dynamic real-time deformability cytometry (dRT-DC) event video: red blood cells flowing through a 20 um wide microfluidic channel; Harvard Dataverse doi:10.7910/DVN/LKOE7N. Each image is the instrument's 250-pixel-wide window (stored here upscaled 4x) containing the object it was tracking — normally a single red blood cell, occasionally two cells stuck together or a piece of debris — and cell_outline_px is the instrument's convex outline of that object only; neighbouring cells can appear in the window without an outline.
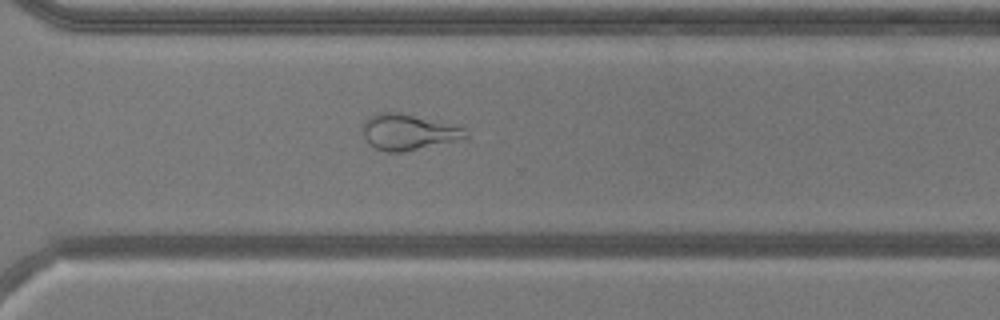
{"species": "common noctule bat (a hibernating species)", "species_latin": "Nyctalus noctula", "temperature_condition": "warm", "stored_images_in_passage": 51, "camera_frame_rate_fps": 3000, "um_per_image_px": 0.085, "animal": {"sex": "male", "body_mass_g": 20.5, "forearm_length_mm": 52.5}, "frame": {"image": 1, "passage_image": 37, "time_ms": 12.0, "image_size_px": [1000, 320], "cell_outline_px": [[468, 140], [400, 152], [388, 152], [376, 148], [368, 144], [360, 128], [360, 124], [368, 116], [376, 112], [404, 112], [464, 124], [468, 136]], "centroid_in_image_um": [34.82, 11.18], "position_along_channel_um": 335.8, "area_um2": 23.12}, "authors_computed_cell_mechanics": {"area_um2": 27.166, "velocity_mm_per_s": 3.9568, "shape_relaxation_time_tau1_ms": null, "shape_relaxation_time_tau2_ms": 1.2391, "deformation_change_tau1": null, "deformation_change_tau2": 0.1011}}